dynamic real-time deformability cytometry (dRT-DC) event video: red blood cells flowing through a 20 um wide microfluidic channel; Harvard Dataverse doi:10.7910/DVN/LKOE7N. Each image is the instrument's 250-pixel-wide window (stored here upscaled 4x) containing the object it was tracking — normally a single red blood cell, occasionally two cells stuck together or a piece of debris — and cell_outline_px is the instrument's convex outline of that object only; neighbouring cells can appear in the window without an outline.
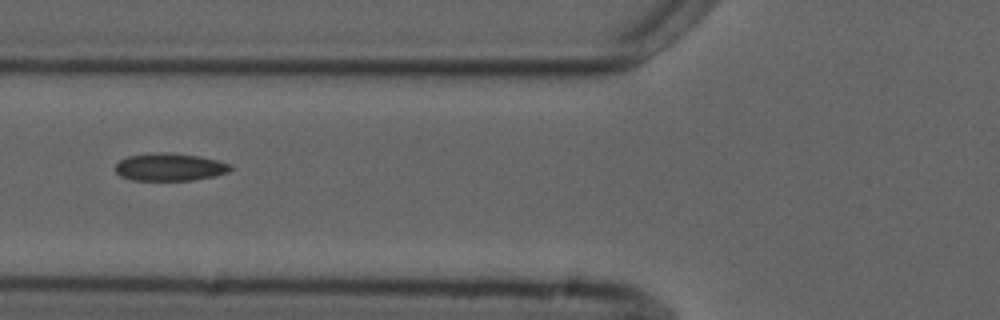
{"species": "common noctule bat (a hibernating species)", "species_latin": "Nyctalus noctula", "temperature_condition": "cold", "stored_images_in_passage": 5, "camera_frame_rate_fps": 3000, "um_per_image_px": 0.085, "animal": {"sex": "male", "forearm_length_mm": 52.5}, "frame": {"image": 1, "passage_image": 5, "time_ms": 6.0, "image_size_px": [1000, 320], "cell_outline_px": [[232, 168], [228, 172], [212, 176], [192, 180], [132, 180], [120, 176], [112, 168], [120, 160], [128, 156], [156, 152], [164, 152], [200, 156], [232, 164]], "centroid_in_image_um": [14.39, 14.19], "position_along_channel_um": 111.4, "area_um2": 18.55}}